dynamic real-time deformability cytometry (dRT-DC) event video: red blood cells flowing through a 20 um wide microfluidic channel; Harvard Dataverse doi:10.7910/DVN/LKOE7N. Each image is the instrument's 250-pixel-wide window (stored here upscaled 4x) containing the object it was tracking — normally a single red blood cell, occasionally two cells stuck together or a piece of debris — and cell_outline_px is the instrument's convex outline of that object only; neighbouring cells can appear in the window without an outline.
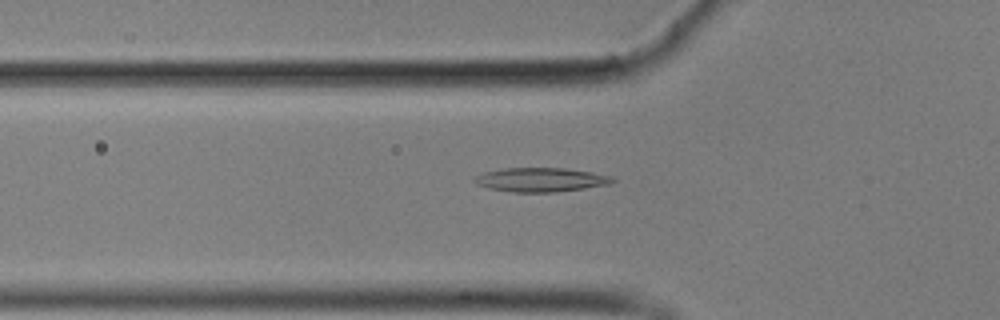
{"species": "common noctule bat (a hibernating species)", "species_latin": "Nyctalus noctula", "temperature_condition": "cold", "stored_images_in_passage": 40, "camera_frame_rate_fps": 3000, "um_per_image_px": 0.085, "animal": {"sex": "male", "body_mass_g": 17.9}, "frame": {"image": 1, "passage_image": 2, "time_ms": 0.333, "image_size_px": [1000, 320], "cell_outline_px": [[616, 180], [608, 184], [584, 188], [556, 192], [512, 192], [488, 188], [476, 184], [472, 180], [476, 176], [484, 172], [504, 168], [564, 168], [592, 172], [612, 176]], "centroid_in_image_um": [45.95, 15.27], "position_along_channel_um": 79.9, "area_um2": 19.31}}
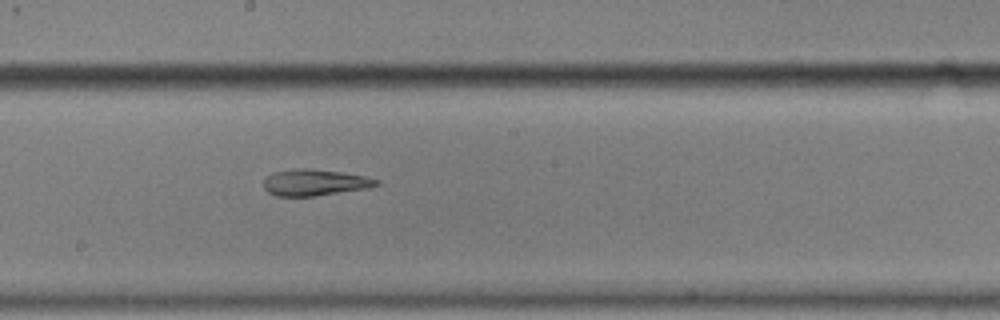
{"frame": {"image": 2, "passage_image": 14, "time_ms": 4.333, "image_size_px": [1000, 320], "cell_outline_px": [[380, 184], [368, 188], [312, 196], [276, 196], [268, 192], [264, 188], [264, 180], [272, 172], [296, 168], [308, 168], [340, 172], [364, 176], [380, 180]], "centroid_in_image_um": [26.74, 15.5], "position_along_channel_um": 221.5, "area_um2": 17.22}}
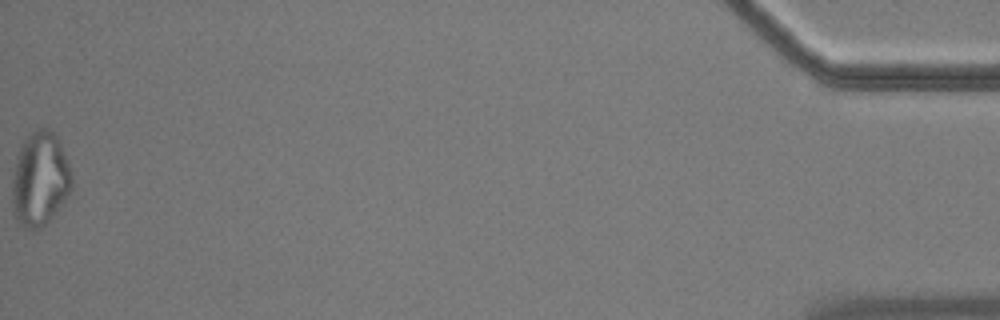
{"frame": {"image": 3, "passage_image": 40, "time_ms": 13.0, "image_size_px": [1000, 320], "cell_outline_px": [[72, 188], [64, 200], [48, 220], [44, 224], [36, 228], [24, 228], [20, 224], [16, 216], [12, 204], [12, 180], [16, 156], [24, 140], [36, 128], [48, 128], [60, 140], [68, 160], [72, 172]], "centroid_in_image_um": [3.4, 15.17], "position_along_channel_um": 431.8, "area_um2": 32.48}, "authors_computed_cell_mechanics": {"area_um2": 19.1896, "velocity_mm_per_s": 3.5266, "shape_relaxation_time_tau1_ms": null, "shape_relaxation_time_tau2_ms": 4.6529, "deformation_change_tau1": null, "deformation_change_tau2": 0.141}}